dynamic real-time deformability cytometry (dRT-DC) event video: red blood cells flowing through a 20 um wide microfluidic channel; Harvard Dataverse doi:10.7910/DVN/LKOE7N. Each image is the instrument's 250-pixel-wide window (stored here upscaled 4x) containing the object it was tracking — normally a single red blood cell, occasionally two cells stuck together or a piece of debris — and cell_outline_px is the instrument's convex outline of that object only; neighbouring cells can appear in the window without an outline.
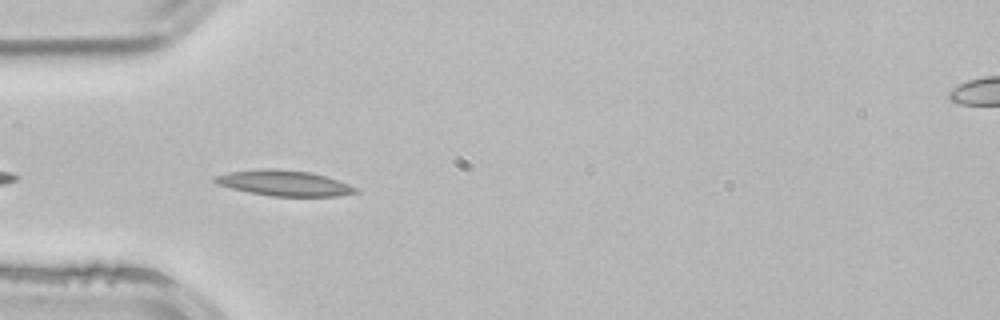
{"species": "common noctule bat (a hibernating species)", "species_latin": "Nyctalus noctula", "temperature_condition": "room temperature", "stored_images_in_passage": 12, "camera_frame_rate_fps": 3000, "um_per_image_px": 0.085, "animal": {"sex": "male", "body_mass_g": 21.5, "forearm_length_mm": 52.0}, "frame": {"image": 1, "passage_image": 3, "time_ms": 0.667, "image_size_px": [1000, 320], "cell_outline_px": [[360, 192], [336, 196], [272, 196], [232, 188], [216, 184], [212, 180], [212, 176], [228, 172], [264, 168], [280, 168], [312, 172], [348, 184], [356, 188]], "centroid_in_image_um": [24.11, 15.54], "position_along_channel_um": 60.9, "area_um2": 20.92}}